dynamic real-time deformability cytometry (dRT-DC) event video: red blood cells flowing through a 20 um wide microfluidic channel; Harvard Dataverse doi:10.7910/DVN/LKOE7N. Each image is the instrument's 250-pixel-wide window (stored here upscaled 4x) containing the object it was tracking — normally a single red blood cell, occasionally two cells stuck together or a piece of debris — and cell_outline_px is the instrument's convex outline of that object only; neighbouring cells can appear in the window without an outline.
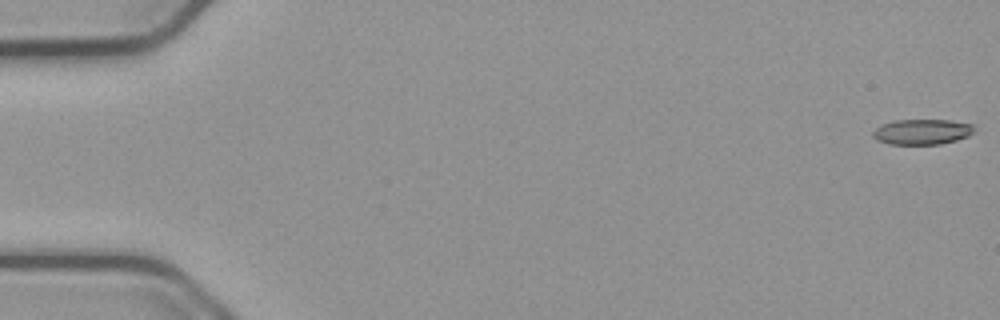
{"species": "common noctule bat (a hibernating species)", "species_latin": "Nyctalus noctula", "temperature_condition": "cold", "stored_images_in_passage": 55, "camera_frame_rate_fps": 3000, "um_per_image_px": 0.085, "animal": {"sex": "male", "body_mass_g": 23.1, "forearm_length_mm": 52.7}, "frame": {"image": 1, "passage_image": 1, "time_ms": 0.0, "image_size_px": [1000, 320], "cell_outline_px": [[976, 124], [972, 132], [968, 136], [956, 140], [940, 144], [888, 144], [876, 140], [872, 136], [872, 132], [880, 124], [892, 120], [948, 120]], "centroid_in_image_um": [78.35, 11.19], "position_along_channel_um": 6.7, "area_um2": 15.14}}
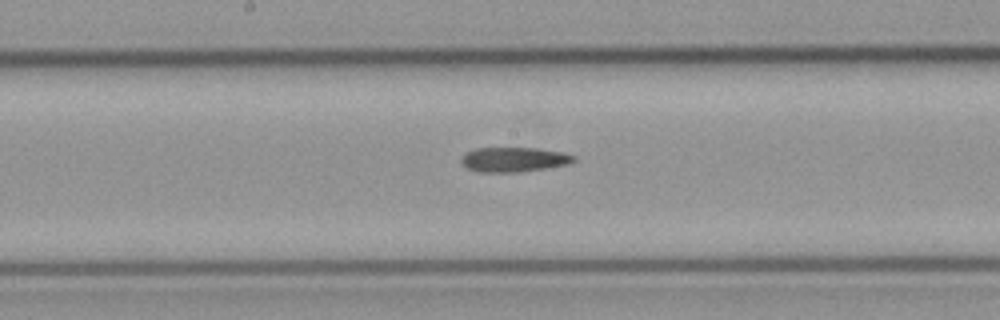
{"frame": {"image": 2, "passage_image": 29, "time_ms": 9.333, "image_size_px": [1000, 320], "cell_outline_px": [[576, 160], [568, 164], [520, 172], [476, 172], [468, 168], [460, 160], [468, 152], [476, 148], [536, 148], [564, 152], [576, 156]], "centroid_in_image_um": [43.72, 13.56], "position_along_channel_um": 204.5, "area_um2": 16.07}}
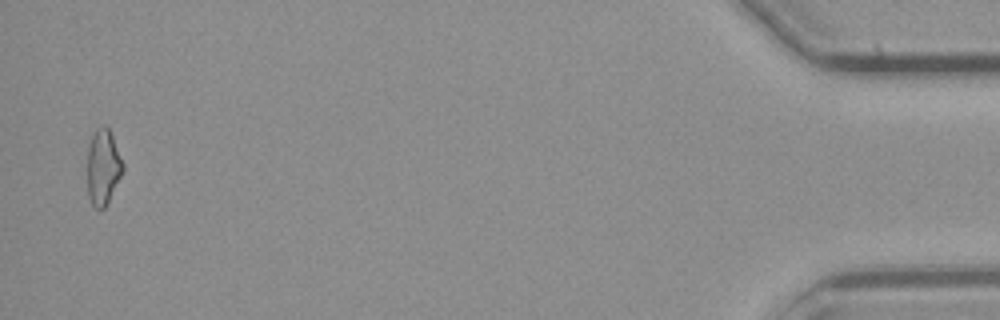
{"frame": {"image": 3, "passage_image": 54, "time_ms": 17.667, "image_size_px": [1000, 320], "cell_outline_px": [[124, 168], [104, 208], [100, 212], [92, 204], [88, 196], [88, 148], [92, 136], [96, 128], [104, 124], [108, 128], [112, 136], [124, 164]], "centroid_in_image_um": [8.75, 14.19], "position_along_channel_um": 426.5, "area_um2": 15.37}, "authors_computed_cell_mechanics": {"area_um2": 16.0684, "velocity_mm_per_s": 3.7775, "shape_relaxation_time_tau1_ms": null, "shape_relaxation_time_tau2_ms": 6.3488, "deformation_change_tau1": null, "deformation_change_tau2": 0.1965}}